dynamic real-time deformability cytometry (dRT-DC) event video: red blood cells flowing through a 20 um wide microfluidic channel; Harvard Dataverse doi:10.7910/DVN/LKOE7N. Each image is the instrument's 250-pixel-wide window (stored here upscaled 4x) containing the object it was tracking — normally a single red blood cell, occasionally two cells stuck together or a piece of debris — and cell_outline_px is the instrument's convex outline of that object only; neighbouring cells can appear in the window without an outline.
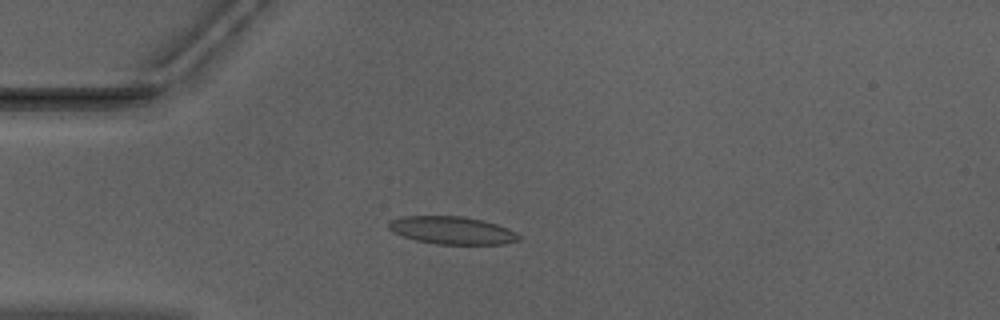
{"species": "Egyptian fruit bat (a non-hibernating species)", "species_latin": "Rousettus aegyptiacus", "temperature_condition": "warm", "stored_images_in_passage": 41, "camera_frame_rate_fps": 3000, "um_per_image_px": 0.085, "animal": {"sex": "male"}, "frame": {"image": 1, "passage_image": 3, "time_ms": 0.667, "image_size_px": [1000, 320], "cell_outline_px": [[520, 240], [504, 244], [436, 244], [416, 240], [392, 232], [388, 228], [388, 224], [392, 220], [404, 216], [464, 216], [496, 224], [508, 228], [516, 232], [520, 236]], "centroid_in_image_um": [38.44, 19.58], "position_along_channel_um": 46.6, "area_um2": 20.92}}
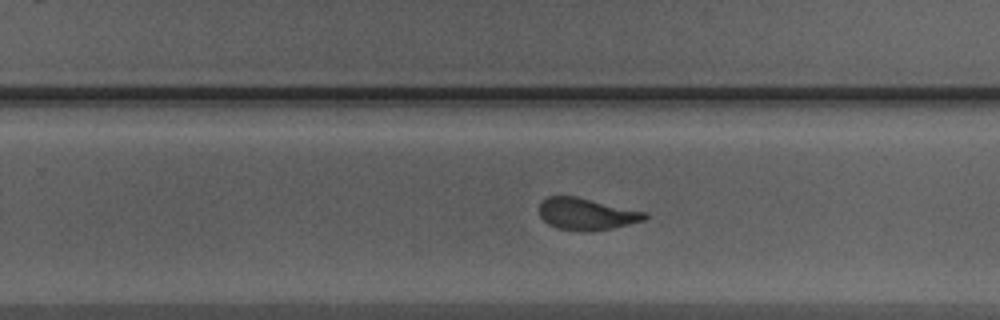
{"frame": {"image": 2, "passage_image": 22, "time_ms": 7.0, "image_size_px": [1000, 320], "cell_outline_px": [[648, 216], [644, 220], [612, 228], [592, 232], [588, 232], [560, 228], [548, 224], [540, 216], [540, 204], [548, 196], [576, 196], [648, 212]], "centroid_in_image_um": [49.89, 18.19], "position_along_channel_um": 279.9, "area_um2": 19.54}}
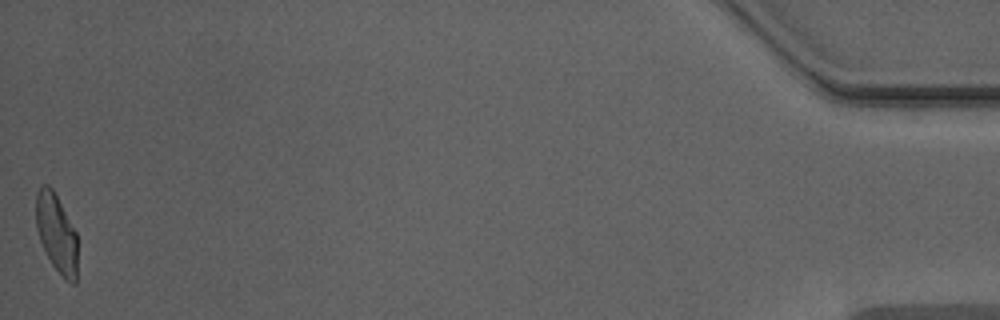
{"frame": {"image": 3, "passage_image": 41, "time_ms": 13.333, "image_size_px": [1000, 320], "cell_outline_px": [[76, 284], [72, 284], [64, 280], [52, 264], [40, 240], [36, 228], [36, 192], [44, 184], [48, 184], [52, 188], [76, 232]], "centroid_in_image_um": [4.79, 19.84], "position_along_channel_um": 430.4, "area_um2": 18.73}, "authors_computed_cell_mechanics": {"area_um2": 20.23, "velocity_mm_per_s": 3.9613, "shape_relaxation_time_tau1_ms": 5.046, "shape_relaxation_time_tau2_ms": 0.8406, "deformation_change_tau1": 0.1659, "deformation_change_tau2": 0.0785}}